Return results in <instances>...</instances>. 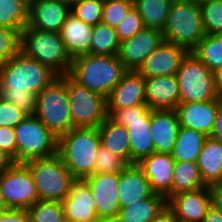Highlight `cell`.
Wrapping results in <instances>:
<instances>
[{"label":"cell","mask_w":222,"mask_h":222,"mask_svg":"<svg viewBox=\"0 0 222 222\" xmlns=\"http://www.w3.org/2000/svg\"><path fill=\"white\" fill-rule=\"evenodd\" d=\"M58 75L21 51L0 65L1 97L26 116L35 113L36 96Z\"/></svg>","instance_id":"6da1fadb"},{"label":"cell","mask_w":222,"mask_h":222,"mask_svg":"<svg viewBox=\"0 0 222 222\" xmlns=\"http://www.w3.org/2000/svg\"><path fill=\"white\" fill-rule=\"evenodd\" d=\"M127 72L118 55L73 58L69 76L79 85L104 96L106 99Z\"/></svg>","instance_id":"7a4b0ae2"},{"label":"cell","mask_w":222,"mask_h":222,"mask_svg":"<svg viewBox=\"0 0 222 222\" xmlns=\"http://www.w3.org/2000/svg\"><path fill=\"white\" fill-rule=\"evenodd\" d=\"M101 146L98 127H74L58 139V154L75 179L94 174Z\"/></svg>","instance_id":"3957f363"},{"label":"cell","mask_w":222,"mask_h":222,"mask_svg":"<svg viewBox=\"0 0 222 222\" xmlns=\"http://www.w3.org/2000/svg\"><path fill=\"white\" fill-rule=\"evenodd\" d=\"M162 33L164 41L193 52L205 36L201 7L191 0H174Z\"/></svg>","instance_id":"277c9868"},{"label":"cell","mask_w":222,"mask_h":222,"mask_svg":"<svg viewBox=\"0 0 222 222\" xmlns=\"http://www.w3.org/2000/svg\"><path fill=\"white\" fill-rule=\"evenodd\" d=\"M20 51L49 67L58 76L69 74L73 59L64 46L60 32L25 26L21 31Z\"/></svg>","instance_id":"5b68a950"},{"label":"cell","mask_w":222,"mask_h":222,"mask_svg":"<svg viewBox=\"0 0 222 222\" xmlns=\"http://www.w3.org/2000/svg\"><path fill=\"white\" fill-rule=\"evenodd\" d=\"M34 115L57 139L74 128L67 92V75L58 76L36 96Z\"/></svg>","instance_id":"8992f818"},{"label":"cell","mask_w":222,"mask_h":222,"mask_svg":"<svg viewBox=\"0 0 222 222\" xmlns=\"http://www.w3.org/2000/svg\"><path fill=\"white\" fill-rule=\"evenodd\" d=\"M175 76L180 91L179 103L211 101L220 97L218 75L193 52H187Z\"/></svg>","instance_id":"52a82bcc"},{"label":"cell","mask_w":222,"mask_h":222,"mask_svg":"<svg viewBox=\"0 0 222 222\" xmlns=\"http://www.w3.org/2000/svg\"><path fill=\"white\" fill-rule=\"evenodd\" d=\"M25 164L32 174L39 200L62 202L69 194L70 185L75 178L58 153Z\"/></svg>","instance_id":"ba28073f"},{"label":"cell","mask_w":222,"mask_h":222,"mask_svg":"<svg viewBox=\"0 0 222 222\" xmlns=\"http://www.w3.org/2000/svg\"><path fill=\"white\" fill-rule=\"evenodd\" d=\"M151 109L147 105H136L125 109H107L108 116L128 130L131 164L155 152L151 128Z\"/></svg>","instance_id":"9c48e42d"},{"label":"cell","mask_w":222,"mask_h":222,"mask_svg":"<svg viewBox=\"0 0 222 222\" xmlns=\"http://www.w3.org/2000/svg\"><path fill=\"white\" fill-rule=\"evenodd\" d=\"M17 163L47 158L58 153V139L33 114L26 116L15 128Z\"/></svg>","instance_id":"30bf717a"},{"label":"cell","mask_w":222,"mask_h":222,"mask_svg":"<svg viewBox=\"0 0 222 222\" xmlns=\"http://www.w3.org/2000/svg\"><path fill=\"white\" fill-rule=\"evenodd\" d=\"M67 92L74 127H99L107 114L104 96L79 85L67 74Z\"/></svg>","instance_id":"8fae6325"},{"label":"cell","mask_w":222,"mask_h":222,"mask_svg":"<svg viewBox=\"0 0 222 222\" xmlns=\"http://www.w3.org/2000/svg\"><path fill=\"white\" fill-rule=\"evenodd\" d=\"M0 188L9 208L28 209L39 200L32 174L25 163H14L0 173Z\"/></svg>","instance_id":"7c38bea8"},{"label":"cell","mask_w":222,"mask_h":222,"mask_svg":"<svg viewBox=\"0 0 222 222\" xmlns=\"http://www.w3.org/2000/svg\"><path fill=\"white\" fill-rule=\"evenodd\" d=\"M84 180L91 188L97 216L113 222L120 211L119 173H94Z\"/></svg>","instance_id":"4fadbf2b"},{"label":"cell","mask_w":222,"mask_h":222,"mask_svg":"<svg viewBox=\"0 0 222 222\" xmlns=\"http://www.w3.org/2000/svg\"><path fill=\"white\" fill-rule=\"evenodd\" d=\"M163 42L161 31L144 27L133 37L120 42L119 60L127 71H137L145 58Z\"/></svg>","instance_id":"5bb4252c"},{"label":"cell","mask_w":222,"mask_h":222,"mask_svg":"<svg viewBox=\"0 0 222 222\" xmlns=\"http://www.w3.org/2000/svg\"><path fill=\"white\" fill-rule=\"evenodd\" d=\"M186 54L184 48L164 41L145 58L137 72L144 78L175 75Z\"/></svg>","instance_id":"9a60e30c"},{"label":"cell","mask_w":222,"mask_h":222,"mask_svg":"<svg viewBox=\"0 0 222 222\" xmlns=\"http://www.w3.org/2000/svg\"><path fill=\"white\" fill-rule=\"evenodd\" d=\"M220 100L179 103L175 108L180 127L193 129L211 136Z\"/></svg>","instance_id":"2e32d148"},{"label":"cell","mask_w":222,"mask_h":222,"mask_svg":"<svg viewBox=\"0 0 222 222\" xmlns=\"http://www.w3.org/2000/svg\"><path fill=\"white\" fill-rule=\"evenodd\" d=\"M167 205L173 210L179 222H202L211 207L210 187L173 195Z\"/></svg>","instance_id":"e0dca14e"},{"label":"cell","mask_w":222,"mask_h":222,"mask_svg":"<svg viewBox=\"0 0 222 222\" xmlns=\"http://www.w3.org/2000/svg\"><path fill=\"white\" fill-rule=\"evenodd\" d=\"M70 13L71 8L66 4L55 0H36L28 7L26 26L36 30L60 32Z\"/></svg>","instance_id":"ac0fdd59"},{"label":"cell","mask_w":222,"mask_h":222,"mask_svg":"<svg viewBox=\"0 0 222 222\" xmlns=\"http://www.w3.org/2000/svg\"><path fill=\"white\" fill-rule=\"evenodd\" d=\"M174 162L171 154L154 152L137 163L149 180L152 191L163 195L167 201L171 198Z\"/></svg>","instance_id":"d6986e66"},{"label":"cell","mask_w":222,"mask_h":222,"mask_svg":"<svg viewBox=\"0 0 222 222\" xmlns=\"http://www.w3.org/2000/svg\"><path fill=\"white\" fill-rule=\"evenodd\" d=\"M107 109H125L146 105L145 78L137 71H127L107 99Z\"/></svg>","instance_id":"ffe728a7"},{"label":"cell","mask_w":222,"mask_h":222,"mask_svg":"<svg viewBox=\"0 0 222 222\" xmlns=\"http://www.w3.org/2000/svg\"><path fill=\"white\" fill-rule=\"evenodd\" d=\"M64 217L73 222H83L97 217L94 197L84 179H75L69 194L61 202Z\"/></svg>","instance_id":"44dd1931"},{"label":"cell","mask_w":222,"mask_h":222,"mask_svg":"<svg viewBox=\"0 0 222 222\" xmlns=\"http://www.w3.org/2000/svg\"><path fill=\"white\" fill-rule=\"evenodd\" d=\"M150 125L155 152L171 154L180 129L175 109L151 110Z\"/></svg>","instance_id":"7402d4cb"},{"label":"cell","mask_w":222,"mask_h":222,"mask_svg":"<svg viewBox=\"0 0 222 222\" xmlns=\"http://www.w3.org/2000/svg\"><path fill=\"white\" fill-rule=\"evenodd\" d=\"M179 92L175 75L145 78L146 105L151 110L175 109Z\"/></svg>","instance_id":"603a6c76"},{"label":"cell","mask_w":222,"mask_h":222,"mask_svg":"<svg viewBox=\"0 0 222 222\" xmlns=\"http://www.w3.org/2000/svg\"><path fill=\"white\" fill-rule=\"evenodd\" d=\"M118 187L120 209L135 201L145 200L154 193L138 164H130L119 173Z\"/></svg>","instance_id":"cb8c5ba5"},{"label":"cell","mask_w":222,"mask_h":222,"mask_svg":"<svg viewBox=\"0 0 222 222\" xmlns=\"http://www.w3.org/2000/svg\"><path fill=\"white\" fill-rule=\"evenodd\" d=\"M93 26L84 23L72 13L66 18L60 35L71 58L90 54Z\"/></svg>","instance_id":"d4e9b609"},{"label":"cell","mask_w":222,"mask_h":222,"mask_svg":"<svg viewBox=\"0 0 222 222\" xmlns=\"http://www.w3.org/2000/svg\"><path fill=\"white\" fill-rule=\"evenodd\" d=\"M197 165L205 186L219 184L222 179V142L208 136L199 154Z\"/></svg>","instance_id":"484cf974"},{"label":"cell","mask_w":222,"mask_h":222,"mask_svg":"<svg viewBox=\"0 0 222 222\" xmlns=\"http://www.w3.org/2000/svg\"><path fill=\"white\" fill-rule=\"evenodd\" d=\"M98 129L101 145L121 157L128 165H130L131 152L127 128L117 124L107 116Z\"/></svg>","instance_id":"4316f807"},{"label":"cell","mask_w":222,"mask_h":222,"mask_svg":"<svg viewBox=\"0 0 222 222\" xmlns=\"http://www.w3.org/2000/svg\"><path fill=\"white\" fill-rule=\"evenodd\" d=\"M166 205L167 200L163 195L153 193L145 200L121 208L113 222H150Z\"/></svg>","instance_id":"83f0119b"},{"label":"cell","mask_w":222,"mask_h":222,"mask_svg":"<svg viewBox=\"0 0 222 222\" xmlns=\"http://www.w3.org/2000/svg\"><path fill=\"white\" fill-rule=\"evenodd\" d=\"M208 136L200 131L180 127L171 153L175 161L197 162Z\"/></svg>","instance_id":"f1b7e54d"},{"label":"cell","mask_w":222,"mask_h":222,"mask_svg":"<svg viewBox=\"0 0 222 222\" xmlns=\"http://www.w3.org/2000/svg\"><path fill=\"white\" fill-rule=\"evenodd\" d=\"M202 187L206 186L201 179L197 162H174L171 197L182 192L194 191Z\"/></svg>","instance_id":"f546056e"},{"label":"cell","mask_w":222,"mask_h":222,"mask_svg":"<svg viewBox=\"0 0 222 222\" xmlns=\"http://www.w3.org/2000/svg\"><path fill=\"white\" fill-rule=\"evenodd\" d=\"M174 0H134L146 28L163 31L171 4Z\"/></svg>","instance_id":"4dcf8cb0"},{"label":"cell","mask_w":222,"mask_h":222,"mask_svg":"<svg viewBox=\"0 0 222 222\" xmlns=\"http://www.w3.org/2000/svg\"><path fill=\"white\" fill-rule=\"evenodd\" d=\"M193 53L211 72L222 73V34L205 35Z\"/></svg>","instance_id":"1f68e13d"},{"label":"cell","mask_w":222,"mask_h":222,"mask_svg":"<svg viewBox=\"0 0 222 222\" xmlns=\"http://www.w3.org/2000/svg\"><path fill=\"white\" fill-rule=\"evenodd\" d=\"M120 41L115 28L104 23L93 26V33L90 46V55L113 56L118 55Z\"/></svg>","instance_id":"d6a6232c"},{"label":"cell","mask_w":222,"mask_h":222,"mask_svg":"<svg viewBox=\"0 0 222 222\" xmlns=\"http://www.w3.org/2000/svg\"><path fill=\"white\" fill-rule=\"evenodd\" d=\"M27 22L28 6L22 0H0V26L21 33Z\"/></svg>","instance_id":"836d02e7"},{"label":"cell","mask_w":222,"mask_h":222,"mask_svg":"<svg viewBox=\"0 0 222 222\" xmlns=\"http://www.w3.org/2000/svg\"><path fill=\"white\" fill-rule=\"evenodd\" d=\"M27 211L30 222H60L64 217L62 204L58 201L38 200Z\"/></svg>","instance_id":"e575fe53"},{"label":"cell","mask_w":222,"mask_h":222,"mask_svg":"<svg viewBox=\"0 0 222 222\" xmlns=\"http://www.w3.org/2000/svg\"><path fill=\"white\" fill-rule=\"evenodd\" d=\"M200 7L205 35L222 34V0L207 2Z\"/></svg>","instance_id":"d590c367"},{"label":"cell","mask_w":222,"mask_h":222,"mask_svg":"<svg viewBox=\"0 0 222 222\" xmlns=\"http://www.w3.org/2000/svg\"><path fill=\"white\" fill-rule=\"evenodd\" d=\"M103 4V0H79L71 8V13L84 23L95 26L101 23Z\"/></svg>","instance_id":"8d00e7d4"},{"label":"cell","mask_w":222,"mask_h":222,"mask_svg":"<svg viewBox=\"0 0 222 222\" xmlns=\"http://www.w3.org/2000/svg\"><path fill=\"white\" fill-rule=\"evenodd\" d=\"M134 6V0L104 1L101 22L115 28Z\"/></svg>","instance_id":"74e56055"},{"label":"cell","mask_w":222,"mask_h":222,"mask_svg":"<svg viewBox=\"0 0 222 222\" xmlns=\"http://www.w3.org/2000/svg\"><path fill=\"white\" fill-rule=\"evenodd\" d=\"M21 33L15 29L0 26V65L20 52Z\"/></svg>","instance_id":"f35d334b"},{"label":"cell","mask_w":222,"mask_h":222,"mask_svg":"<svg viewBox=\"0 0 222 222\" xmlns=\"http://www.w3.org/2000/svg\"><path fill=\"white\" fill-rule=\"evenodd\" d=\"M127 166L128 164L121 157L102 145L99 147L95 159L94 173H120Z\"/></svg>","instance_id":"ab89813d"},{"label":"cell","mask_w":222,"mask_h":222,"mask_svg":"<svg viewBox=\"0 0 222 222\" xmlns=\"http://www.w3.org/2000/svg\"><path fill=\"white\" fill-rule=\"evenodd\" d=\"M143 20L138 10L133 6L125 18L115 27L119 41L133 37L144 28Z\"/></svg>","instance_id":"60d3db41"},{"label":"cell","mask_w":222,"mask_h":222,"mask_svg":"<svg viewBox=\"0 0 222 222\" xmlns=\"http://www.w3.org/2000/svg\"><path fill=\"white\" fill-rule=\"evenodd\" d=\"M26 115L15 107L14 104L0 97V127L15 128Z\"/></svg>","instance_id":"b9f144b4"},{"label":"cell","mask_w":222,"mask_h":222,"mask_svg":"<svg viewBox=\"0 0 222 222\" xmlns=\"http://www.w3.org/2000/svg\"><path fill=\"white\" fill-rule=\"evenodd\" d=\"M0 149L9 154L17 163V145L13 128L0 127Z\"/></svg>","instance_id":"7bdbcfd3"},{"label":"cell","mask_w":222,"mask_h":222,"mask_svg":"<svg viewBox=\"0 0 222 222\" xmlns=\"http://www.w3.org/2000/svg\"><path fill=\"white\" fill-rule=\"evenodd\" d=\"M0 222H30L27 209L10 208L0 213Z\"/></svg>","instance_id":"ee69618b"},{"label":"cell","mask_w":222,"mask_h":222,"mask_svg":"<svg viewBox=\"0 0 222 222\" xmlns=\"http://www.w3.org/2000/svg\"><path fill=\"white\" fill-rule=\"evenodd\" d=\"M211 192V205L222 213V186L213 185L210 186Z\"/></svg>","instance_id":"f6af8a7d"},{"label":"cell","mask_w":222,"mask_h":222,"mask_svg":"<svg viewBox=\"0 0 222 222\" xmlns=\"http://www.w3.org/2000/svg\"><path fill=\"white\" fill-rule=\"evenodd\" d=\"M150 222H179L175 217L173 210L166 205Z\"/></svg>","instance_id":"bcb514c9"},{"label":"cell","mask_w":222,"mask_h":222,"mask_svg":"<svg viewBox=\"0 0 222 222\" xmlns=\"http://www.w3.org/2000/svg\"><path fill=\"white\" fill-rule=\"evenodd\" d=\"M214 139L222 142V106L220 105L217 110L215 125L212 131V135Z\"/></svg>","instance_id":"7dc6e473"},{"label":"cell","mask_w":222,"mask_h":222,"mask_svg":"<svg viewBox=\"0 0 222 222\" xmlns=\"http://www.w3.org/2000/svg\"><path fill=\"white\" fill-rule=\"evenodd\" d=\"M15 163L14 159L0 149V173L8 170Z\"/></svg>","instance_id":"c3c4849f"},{"label":"cell","mask_w":222,"mask_h":222,"mask_svg":"<svg viewBox=\"0 0 222 222\" xmlns=\"http://www.w3.org/2000/svg\"><path fill=\"white\" fill-rule=\"evenodd\" d=\"M202 222H222V213L211 205Z\"/></svg>","instance_id":"681fc988"},{"label":"cell","mask_w":222,"mask_h":222,"mask_svg":"<svg viewBox=\"0 0 222 222\" xmlns=\"http://www.w3.org/2000/svg\"><path fill=\"white\" fill-rule=\"evenodd\" d=\"M8 209H10V208L7 206L4 196L2 194L1 188H0V213L7 211Z\"/></svg>","instance_id":"f907efd6"},{"label":"cell","mask_w":222,"mask_h":222,"mask_svg":"<svg viewBox=\"0 0 222 222\" xmlns=\"http://www.w3.org/2000/svg\"><path fill=\"white\" fill-rule=\"evenodd\" d=\"M60 3L68 5L70 8H72L79 0H55Z\"/></svg>","instance_id":"816d5d0a"},{"label":"cell","mask_w":222,"mask_h":222,"mask_svg":"<svg viewBox=\"0 0 222 222\" xmlns=\"http://www.w3.org/2000/svg\"><path fill=\"white\" fill-rule=\"evenodd\" d=\"M83 222H108L107 220L103 219V218H99L98 216L95 217L94 219H89Z\"/></svg>","instance_id":"f5cc1de1"},{"label":"cell","mask_w":222,"mask_h":222,"mask_svg":"<svg viewBox=\"0 0 222 222\" xmlns=\"http://www.w3.org/2000/svg\"><path fill=\"white\" fill-rule=\"evenodd\" d=\"M219 95L222 96V73L218 76Z\"/></svg>","instance_id":"db71d44e"},{"label":"cell","mask_w":222,"mask_h":222,"mask_svg":"<svg viewBox=\"0 0 222 222\" xmlns=\"http://www.w3.org/2000/svg\"><path fill=\"white\" fill-rule=\"evenodd\" d=\"M191 1H194L197 5L201 6L204 3L211 2L214 0H191Z\"/></svg>","instance_id":"11a10c76"},{"label":"cell","mask_w":222,"mask_h":222,"mask_svg":"<svg viewBox=\"0 0 222 222\" xmlns=\"http://www.w3.org/2000/svg\"><path fill=\"white\" fill-rule=\"evenodd\" d=\"M28 7L32 5L36 0H22Z\"/></svg>","instance_id":"9f6ffc18"},{"label":"cell","mask_w":222,"mask_h":222,"mask_svg":"<svg viewBox=\"0 0 222 222\" xmlns=\"http://www.w3.org/2000/svg\"><path fill=\"white\" fill-rule=\"evenodd\" d=\"M60 222H73V221H71L70 219H67V218L63 217Z\"/></svg>","instance_id":"6f0895ef"},{"label":"cell","mask_w":222,"mask_h":222,"mask_svg":"<svg viewBox=\"0 0 222 222\" xmlns=\"http://www.w3.org/2000/svg\"><path fill=\"white\" fill-rule=\"evenodd\" d=\"M219 100H220V103H221V106H222V96L219 97Z\"/></svg>","instance_id":"680465c9"},{"label":"cell","mask_w":222,"mask_h":222,"mask_svg":"<svg viewBox=\"0 0 222 222\" xmlns=\"http://www.w3.org/2000/svg\"><path fill=\"white\" fill-rule=\"evenodd\" d=\"M0 97H1V78H0Z\"/></svg>","instance_id":"91938a15"},{"label":"cell","mask_w":222,"mask_h":222,"mask_svg":"<svg viewBox=\"0 0 222 222\" xmlns=\"http://www.w3.org/2000/svg\"><path fill=\"white\" fill-rule=\"evenodd\" d=\"M218 185L222 186V179H221V181L219 182V184H218Z\"/></svg>","instance_id":"94428289"}]
</instances>
